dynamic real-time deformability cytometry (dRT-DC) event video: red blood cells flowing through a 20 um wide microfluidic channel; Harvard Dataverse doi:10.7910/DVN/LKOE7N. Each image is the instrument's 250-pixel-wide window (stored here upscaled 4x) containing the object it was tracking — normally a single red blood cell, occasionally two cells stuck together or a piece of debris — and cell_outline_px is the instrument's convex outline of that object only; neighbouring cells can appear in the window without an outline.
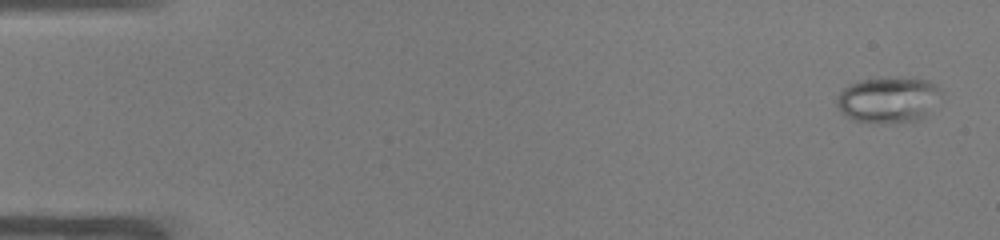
{"species": "common noctule bat (a hibernating species)", "species_latin": "Nyctalus noctula", "temperature_condition": "warm", "stored_images_in_passage": 51, "segment_of_instrument_passage": [1, 2], "camera_frame_rate_fps": 3000, "um_per_image_px": 0.085, "animal": {"sex": "male", "body_mass_g": 19.0, "forearm_length_mm": 50.8}, "frame": {"image": 1, "passage_image": 1, "time_ms": 0.0, "image_size_px": [1000, 240], "cell_outline_px": [[940, 92], [924, 116], [920, 120], [892, 124], [852, 120], [840, 112], [836, 104], [836, 96], [844, 88], [860, 80], [928, 80], [936, 84], [940, 88]], "centroid_in_image_um": [75.43, 8.54], "position_along_channel_um": 9.6, "area_um2": 26.99}}
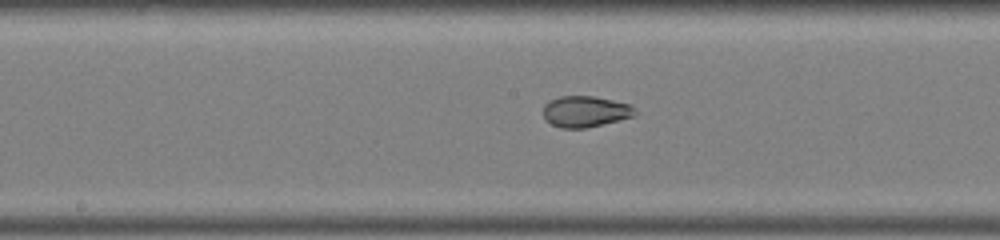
{"frame": {"image": 2, "passage_image": 26, "time_ms": 8.333, "image_size_px": [1000, 240], "cell_outline_px": [[636, 116], [584, 128], [560, 128], [544, 120], [544, 104], [548, 100], [560, 96], [592, 96], [632, 104], [636, 108]], "centroid_in_image_um": [49.76, 9.47], "position_along_channel_um": 198.4, "area_um2": 16.76}}
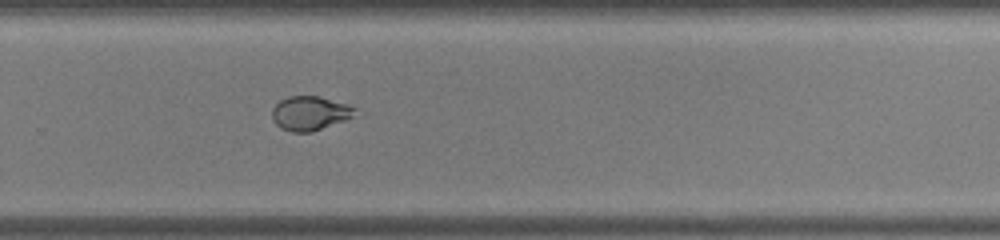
{"frame": {"image": 3, "passage_image": 34, "time_ms": 11.0, "image_size_px": [1000, 240], "cell_outline_px": [[356, 108], [352, 116], [344, 120], [312, 132], [292, 132], [280, 128], [272, 120], [272, 108], [280, 100], [288, 96], [320, 96], [348, 104]], "centroid_in_image_um": [26.3, 9.62], "position_along_channel_um": 303.5, "area_um2": 16.47}}